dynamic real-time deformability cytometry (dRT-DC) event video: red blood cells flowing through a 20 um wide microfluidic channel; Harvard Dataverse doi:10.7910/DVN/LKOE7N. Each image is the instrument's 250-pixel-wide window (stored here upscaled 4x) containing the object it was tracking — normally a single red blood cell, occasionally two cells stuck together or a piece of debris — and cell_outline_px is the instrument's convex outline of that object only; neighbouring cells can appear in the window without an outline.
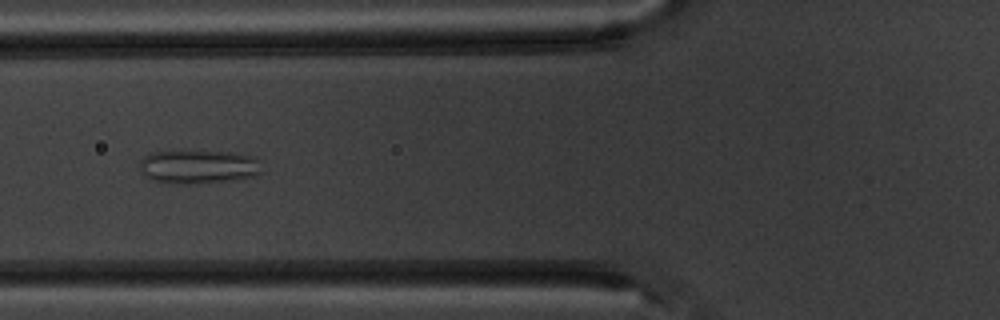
{"species": "common noctule bat (a hibernating species)", "species_latin": "Nyctalus noctula", "temperature_condition": "warm", "stored_images_in_passage": 8, "camera_frame_rate_fps": 3000, "um_per_image_px": 0.085, "animal": {"sex": "male", "body_mass_g": 20.1, "forearm_length_mm": 53.5}, "frame": {"image": 1, "passage_image": 6, "time_ms": 6.0, "image_size_px": [1000, 320], "cell_outline_px": [[260, 172], [252, 176], [236, 180], [196, 184], [172, 184], [152, 180], [144, 176], [136, 164], [148, 152], [180, 148], [228, 152], [252, 156], [260, 160]], "centroid_in_image_um": [16.75, 14.13], "position_along_channel_um": 109.1, "area_um2": 25.32}}
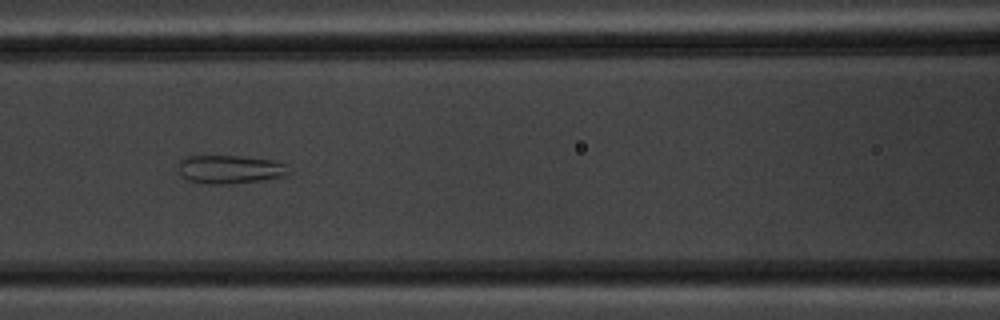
{"frame": {"image": 2, "passage_image": 7, "time_ms": 7.0, "image_size_px": [1000, 320], "cell_outline_px": [[288, 176], [264, 180], [232, 184], [208, 184], [188, 180], [180, 176], [176, 168], [180, 160], [188, 156], [240, 156], [272, 160], [284, 164], [288, 172]], "centroid_in_image_um": [19.49, 14.41], "position_along_channel_um": 147.1, "area_um2": 18.5}}